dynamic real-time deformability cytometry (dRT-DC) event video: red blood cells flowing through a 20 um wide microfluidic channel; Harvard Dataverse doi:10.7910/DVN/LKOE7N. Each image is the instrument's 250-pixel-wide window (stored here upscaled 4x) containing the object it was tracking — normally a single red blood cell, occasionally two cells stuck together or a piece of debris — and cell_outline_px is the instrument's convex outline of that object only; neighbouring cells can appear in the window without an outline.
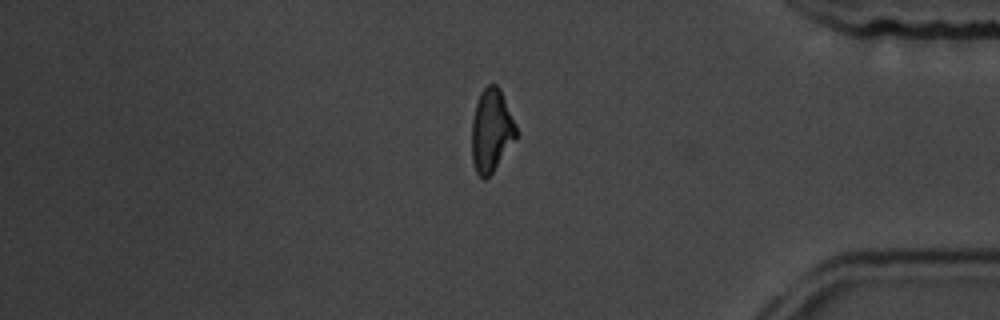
{"species": "common noctule bat (a hibernating species)", "species_latin": "Nyctalus noctula", "temperature_condition": "room temperature", "stored_images_in_passage": 13, "segment_of_instrument_passage": [2, 2], "camera_frame_rate_fps": 3000, "um_per_image_px": 0.085, "animal": {"sex": "male", "body_mass_g": 19.5, "forearm_length_mm": 54.6}, "frame": {"image": 1, "passage_image": 13, "time_ms": 14.333, "image_size_px": [1000, 320], "cell_outline_px": [[516, 136], [492, 172], [484, 180], [476, 172], [472, 160], [472, 120], [476, 104], [480, 92], [488, 84], [496, 84], [500, 88], [516, 124]], "centroid_in_image_um": [41.75, 11.05], "position_along_channel_um": 393.5, "area_um2": 21.1}}